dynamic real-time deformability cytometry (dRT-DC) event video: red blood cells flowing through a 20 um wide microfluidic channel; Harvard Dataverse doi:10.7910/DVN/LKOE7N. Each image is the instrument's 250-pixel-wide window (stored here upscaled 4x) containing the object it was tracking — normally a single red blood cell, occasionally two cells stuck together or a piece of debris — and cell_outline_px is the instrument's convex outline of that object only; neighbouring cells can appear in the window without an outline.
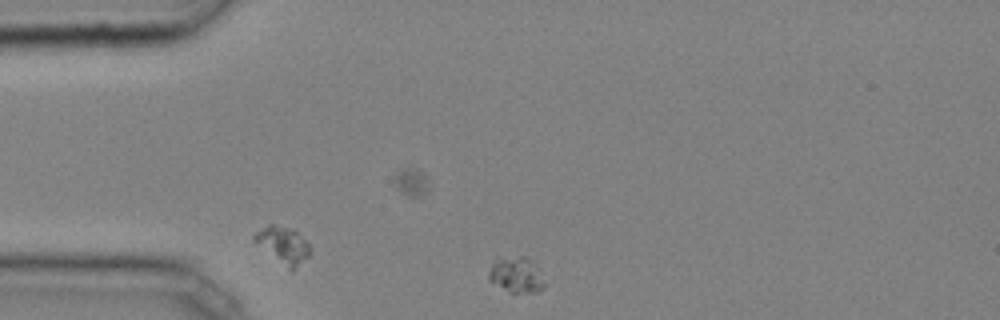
{"species": "common noctule bat (a hibernating species)", "species_latin": "Nyctalus noctula", "temperature_condition": "cold", "stored_images_in_passage": 6, "segment_of_instrument_passage": [2, 2], "camera_frame_rate_fps": 3000, "um_per_image_px": 0.085, "animal": {"sex": "male", "body_mass_g": 20.4}, "frame": {"image": 1, "passage_image": 6, "time_ms": 1.667, "image_size_px": [1000, 320], "cell_outline_px": [[544, 288], [536, 292], [508, 292], [488, 280], [488, 272], [492, 260], [496, 256], [524, 256], [532, 260], [540, 268], [544, 284]], "centroid_in_image_um": [43.85, 23.31], "position_along_channel_um": 41.2, "area_um2": 12.08}}